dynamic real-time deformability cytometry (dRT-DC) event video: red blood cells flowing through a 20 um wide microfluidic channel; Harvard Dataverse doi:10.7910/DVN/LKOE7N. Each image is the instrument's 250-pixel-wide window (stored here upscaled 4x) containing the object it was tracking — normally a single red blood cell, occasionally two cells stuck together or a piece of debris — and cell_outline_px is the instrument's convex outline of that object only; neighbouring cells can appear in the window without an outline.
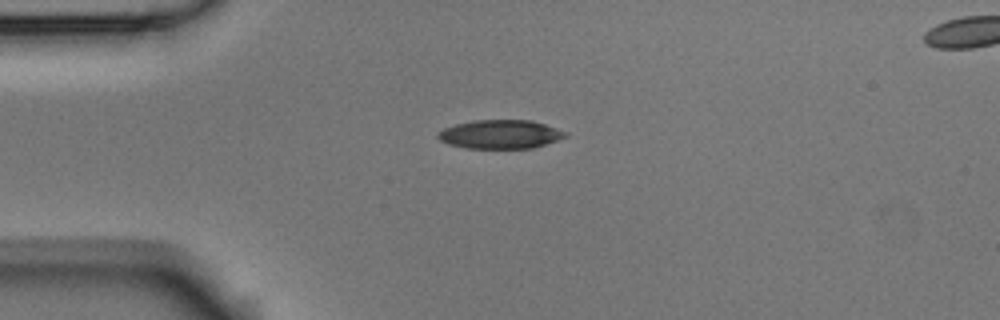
{"species": "Egyptian fruit bat (a non-hibernating species)", "species_latin": "Rousettus aegyptiacus", "temperature_condition": "room temperature", "stored_images_in_passage": 7, "camera_frame_rate_fps": 3000, "um_per_image_px": 0.085, "animal": {"sex": "male"}, "frame": {"image": 1, "passage_image": 1, "time_ms": 0.0, "image_size_px": [1000, 320], "cell_outline_px": [[568, 136], [532, 148], [464, 148], [448, 144], [440, 140], [436, 136], [436, 132], [444, 128], [456, 124], [472, 120], [532, 120], [568, 132]], "centroid_in_image_um": [42.49, 11.41], "position_along_channel_um": 42.5, "area_um2": 21.39}}
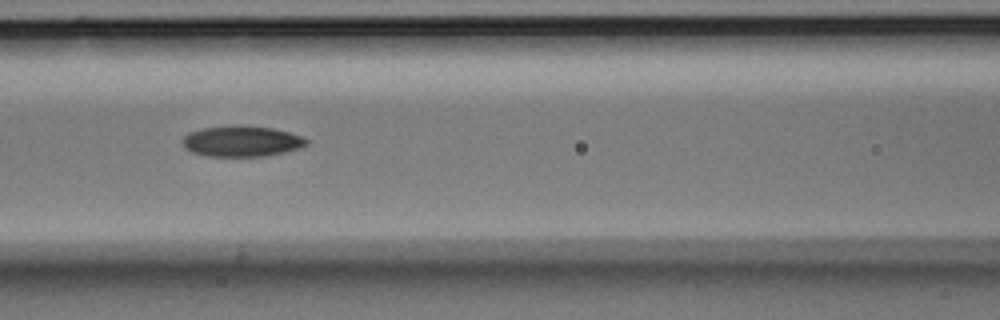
{"frame": {"image": 2, "passage_image": 4, "time_ms": 1.0, "image_size_px": [1000, 320], "cell_outline_px": [[308, 144], [300, 148], [268, 156], [208, 156], [192, 152], [184, 148], [184, 136], [188, 132], [200, 128], [232, 124], [244, 124], [272, 128], [288, 132], [300, 136], [308, 140]], "centroid_in_image_um": [20.53, 11.98], "position_along_channel_um": 146.1, "area_um2": 22.54}}
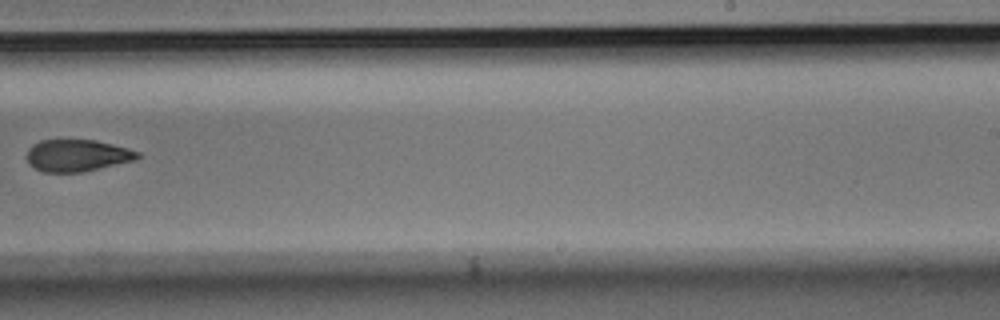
{"frame": {"image": 3, "passage_image": 7, "time_ms": 2.0, "image_size_px": [1000, 320], "cell_outline_px": [[140, 156], [136, 160], [80, 172], [44, 172], [36, 168], [28, 160], [28, 148], [32, 144], [40, 140], [60, 136], [96, 140], [128, 148], [140, 152]], "centroid_in_image_um": [6.55, 13.15], "position_along_channel_um": 282.5, "area_um2": 21.21}}